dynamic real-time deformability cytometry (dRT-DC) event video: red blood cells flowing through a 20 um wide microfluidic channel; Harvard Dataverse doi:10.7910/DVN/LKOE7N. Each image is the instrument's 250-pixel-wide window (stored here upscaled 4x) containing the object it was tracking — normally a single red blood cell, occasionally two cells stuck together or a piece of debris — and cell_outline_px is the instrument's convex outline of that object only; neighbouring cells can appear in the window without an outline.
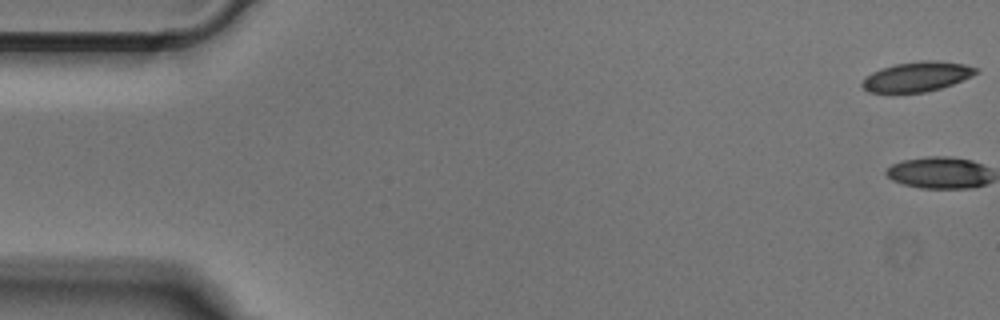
{"species": "Egyptian fruit bat (a non-hibernating species)", "species_latin": "Rousettus aegyptiacus", "temperature_condition": "cold", "stored_images_in_passage": 51, "camera_frame_rate_fps": 3000, "um_per_image_px": 0.085, "animal": {"sex": "male"}, "frame": {"image": 1, "passage_image": 1, "time_ms": 0.0, "image_size_px": [1000, 320], "cell_outline_px": [[980, 72], [972, 76], [952, 84], [940, 88], [924, 92], [892, 96], [868, 92], [860, 84], [872, 72], [896, 64], [920, 60], [936, 60], [964, 64], [980, 68]], "centroid_in_image_um": [77.93, 6.56], "position_along_channel_um": 7.1, "area_um2": 20.4}}